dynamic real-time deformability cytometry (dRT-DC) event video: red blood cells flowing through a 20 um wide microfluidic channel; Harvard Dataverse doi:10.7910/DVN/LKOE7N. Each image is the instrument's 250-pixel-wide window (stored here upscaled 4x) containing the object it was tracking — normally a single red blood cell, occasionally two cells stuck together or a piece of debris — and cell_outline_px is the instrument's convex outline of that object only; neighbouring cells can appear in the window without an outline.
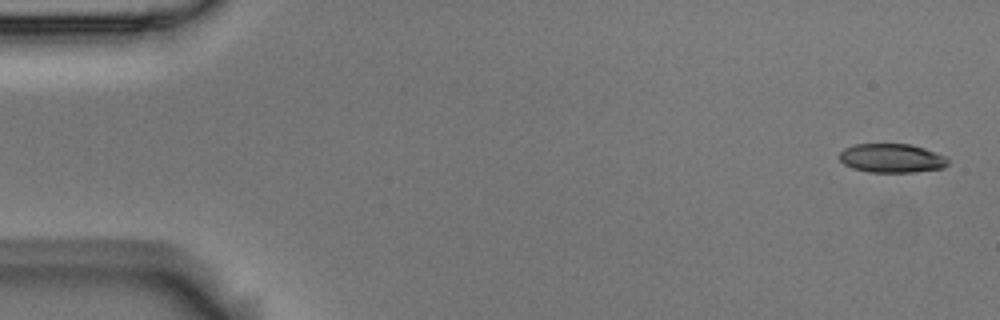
{"species": "Egyptian fruit bat (a non-hibernating species)", "species_latin": "Rousettus aegyptiacus", "temperature_condition": "room temperature", "stored_images_in_passage": 5, "camera_frame_rate_fps": 3000, "um_per_image_px": 0.085, "animal": {"sex": "male"}, "frame": {"image": 1, "passage_image": 1, "time_ms": 0.0, "image_size_px": [1000, 320], "cell_outline_px": [[948, 164], [944, 168], [916, 172], [868, 172], [852, 168], [844, 164], [840, 160], [840, 152], [844, 148], [856, 144], [912, 144], [948, 156]], "centroid_in_image_um": [75.83, 13.45], "position_along_channel_um": 9.2, "area_um2": 18.5}}
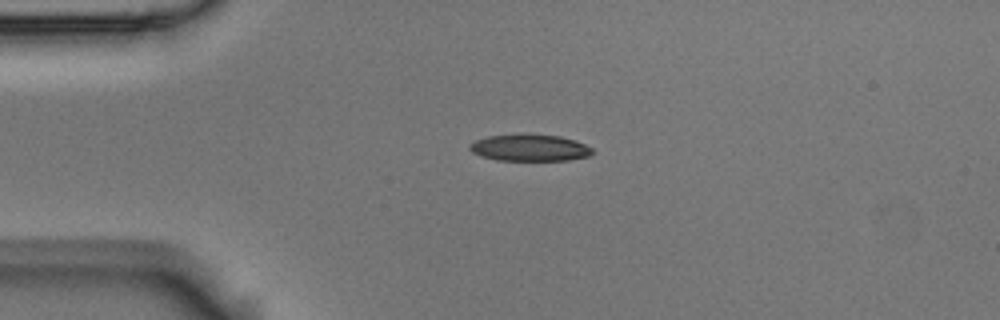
{"frame": {"image": 2, "passage_image": 4, "time_ms": 1.0, "image_size_px": [1000, 320], "cell_outline_px": [[596, 152], [588, 156], [568, 160], [496, 160], [480, 156], [472, 152], [468, 148], [468, 144], [476, 140], [488, 136], [520, 132], [528, 132], [560, 136], [576, 140], [592, 148]], "centroid_in_image_um": [45.01, 12.52], "position_along_channel_um": 40.0, "area_um2": 19.77}}